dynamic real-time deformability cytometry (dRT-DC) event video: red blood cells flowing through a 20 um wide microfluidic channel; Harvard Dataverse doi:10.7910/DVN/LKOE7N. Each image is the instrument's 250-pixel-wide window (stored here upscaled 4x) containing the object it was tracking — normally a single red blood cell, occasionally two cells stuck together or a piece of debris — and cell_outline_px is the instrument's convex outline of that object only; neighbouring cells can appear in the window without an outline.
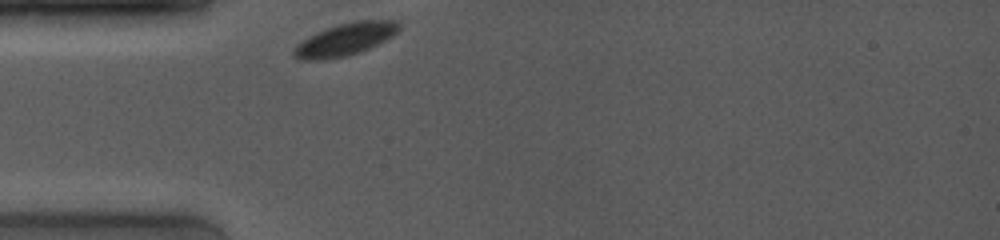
{"species": "common noctule bat (a hibernating species)", "species_latin": "Nyctalus noctula", "temperature_condition": "room temperature", "stored_images_in_passage": 40, "camera_frame_rate_fps": 4000, "um_per_image_px": 0.085, "animal": {"sex": "female", "body_mass_g": 19.0, "forearm_length_mm": 53.3}, "frame": {"image": 1, "passage_image": 1, "time_ms": 0.0, "image_size_px": [1000, 240], "cell_outline_px": [[400, 28], [392, 36], [360, 52], [344, 56], [324, 60], [304, 60], [296, 56], [292, 52], [296, 44], [308, 36], [324, 28], [352, 20], [396, 20], [400, 24]], "centroid_in_image_um": [29.32, 3.32], "position_along_channel_um": 55.7, "area_um2": 19.83}}
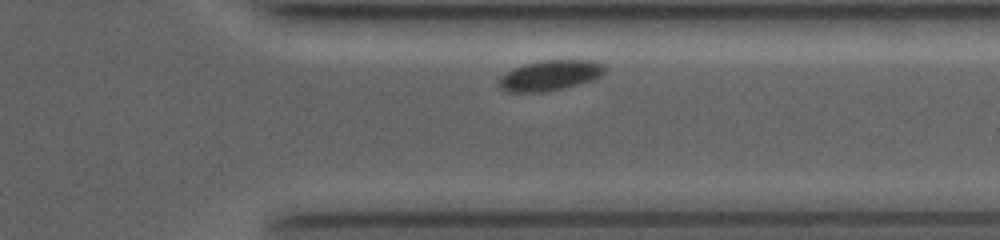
{"frame": {"image": 2, "passage_image": 35, "time_ms": 8.5, "image_size_px": [1000, 240], "cell_outline_px": [[608, 68], [600, 76], [592, 80], [580, 84], [544, 92], [504, 92], [500, 88], [500, 76], [512, 68], [524, 64], [544, 60], [592, 60], [604, 64]], "centroid_in_image_um": [46.76, 6.4], "position_along_channel_um": 364.6, "area_um2": 18.84}}
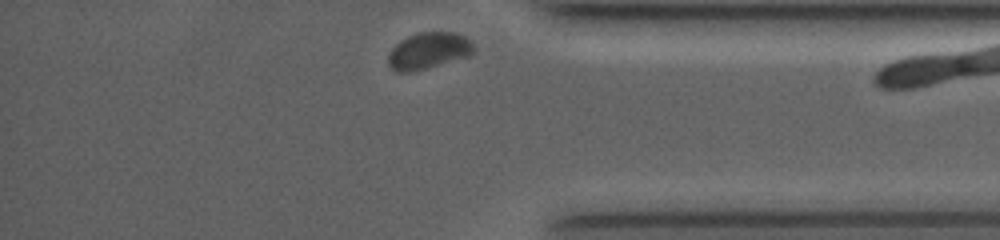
{"frame": {"image": 3, "passage_image": 39, "time_ms": 9.5, "image_size_px": [1000, 240], "cell_outline_px": [[472, 52], [468, 56], [424, 68], [408, 72], [396, 72], [388, 64], [388, 52], [400, 40], [408, 36], [420, 32], [452, 32], [464, 36], [472, 44]], "centroid_in_image_um": [36.36, 4.3], "position_along_channel_um": 398.8, "area_um2": 17.74}, "authors_computed_cell_mechanics": {"area_um2": 19.8832, "velocity_mm_per_s": 3.6826, "shape_relaxation_time_tau1_ms": 2.193, "shape_relaxation_time_tau2_ms": null, "deformation_change_tau1": 0.0273, "deformation_change_tau2": null}}